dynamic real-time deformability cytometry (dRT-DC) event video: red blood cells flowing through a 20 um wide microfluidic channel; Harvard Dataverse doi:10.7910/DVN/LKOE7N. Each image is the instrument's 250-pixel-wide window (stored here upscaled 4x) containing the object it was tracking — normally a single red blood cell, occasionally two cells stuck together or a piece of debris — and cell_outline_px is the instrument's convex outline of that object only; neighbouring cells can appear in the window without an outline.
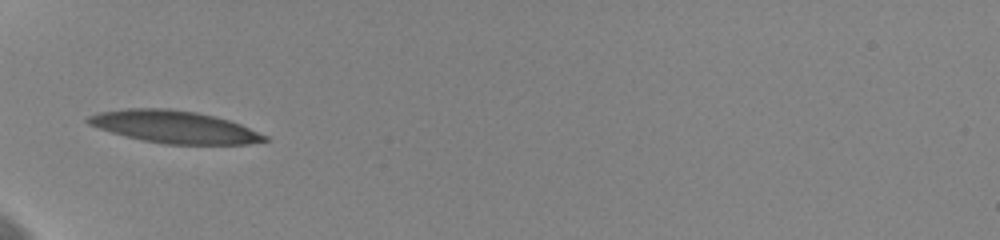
{"species": "human", "species_latin": "Homo sapiens", "temperature_condition": "cold", "stored_images_in_passage": 3, "camera_frame_rate_fps": 3000, "um_per_image_px": 0.085, "donor": {"sex": "female"}, "frame": {"image": 1, "passage_image": 1, "time_ms": 0.0, "image_size_px": [1000, 240], "cell_outline_px": [[268, 140], [248, 144], [164, 144], [144, 140], [112, 132], [88, 124], [84, 120], [88, 116], [100, 112], [124, 108], [168, 108], [196, 112], [216, 116], [240, 124], [268, 136]], "centroid_in_image_um": [14.82, 10.77], "position_along_channel_um": 70.2, "area_um2": 33.06}}